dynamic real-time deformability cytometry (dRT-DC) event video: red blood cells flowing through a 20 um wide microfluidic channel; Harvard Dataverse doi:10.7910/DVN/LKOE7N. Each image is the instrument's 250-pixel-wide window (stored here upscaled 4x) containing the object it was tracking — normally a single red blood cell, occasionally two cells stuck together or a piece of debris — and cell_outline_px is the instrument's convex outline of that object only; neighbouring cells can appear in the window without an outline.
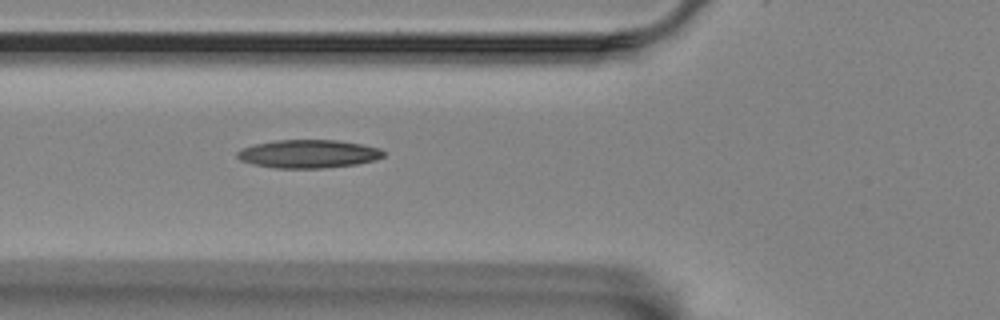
{"species": "Egyptian fruit bat (a non-hibernating species)", "species_latin": "Rousettus aegyptiacus", "temperature_condition": "room temperature", "stored_images_in_passage": 14, "camera_frame_rate_fps": 3000, "um_per_image_px": 0.085, "animal": {"sex": "female"}, "frame": {"image": 1, "passage_image": 3, "time_ms": 0.667, "image_size_px": [1000, 320], "cell_outline_px": [[384, 156], [376, 160], [356, 164], [324, 168], [276, 168], [252, 164], [240, 160], [236, 156], [236, 152], [240, 148], [256, 144], [276, 140], [336, 140], [360, 144], [380, 148], [384, 152]], "centroid_in_image_um": [26.19, 13.08], "position_along_channel_um": 99.6, "area_um2": 24.1}}
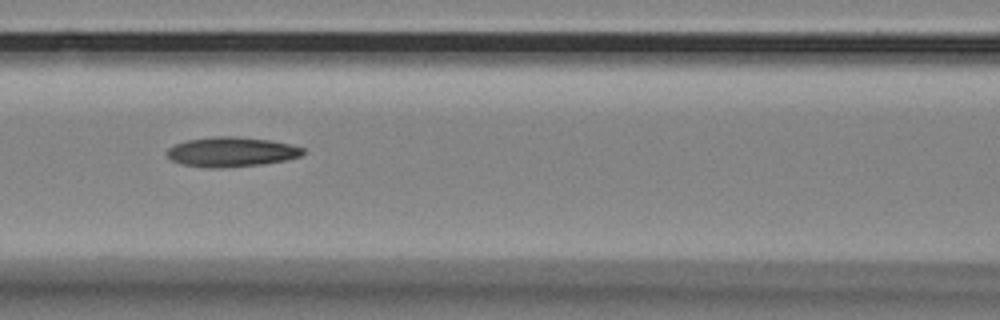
{"frame": {"image": 2, "passage_image": 7, "time_ms": 2.0, "image_size_px": [1000, 320], "cell_outline_px": [[304, 152], [300, 156], [284, 160], [264, 164], [220, 168], [208, 168], [180, 164], [172, 160], [164, 152], [168, 148], [176, 144], [188, 140], [216, 136], [236, 136], [268, 140], [288, 144], [304, 148]], "centroid_in_image_um": [19.63, 12.92], "position_along_channel_um": 147.0, "area_um2": 23.47}}